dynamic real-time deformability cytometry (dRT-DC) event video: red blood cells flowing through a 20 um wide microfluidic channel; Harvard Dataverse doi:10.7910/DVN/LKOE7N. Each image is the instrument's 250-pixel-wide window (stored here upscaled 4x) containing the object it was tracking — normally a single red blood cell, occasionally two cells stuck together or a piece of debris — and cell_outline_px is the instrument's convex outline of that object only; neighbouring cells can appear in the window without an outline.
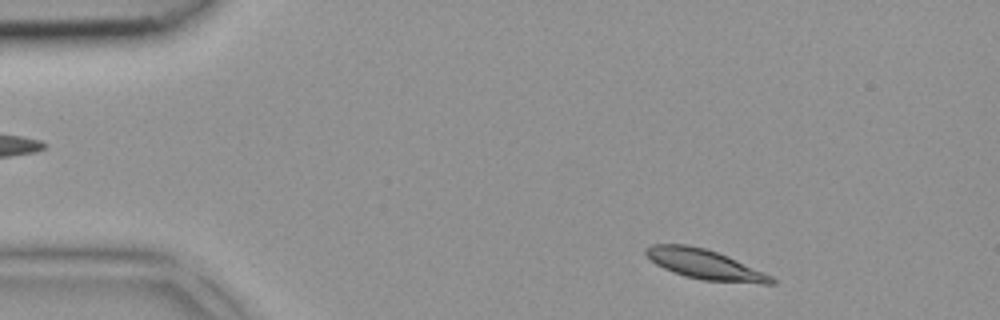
{"species": "common noctule bat (a hibernating species)", "species_latin": "Nyctalus noctula", "temperature_condition": "room temperature", "stored_images_in_passage": 2, "camera_frame_rate_fps": 3000, "um_per_image_px": 0.085, "animal": {"sex": "female", "body_mass_g": 18.4}, "frame": {"image": 1, "passage_image": 2, "time_ms": 0.333, "image_size_px": [1000, 320], "cell_outline_px": [[776, 284], [760, 284], [704, 280], [684, 276], [672, 272], [656, 264], [644, 252], [644, 248], [652, 244], [688, 244], [704, 248], [728, 256], [764, 272], [772, 276], [776, 280]], "centroid_in_image_um": [59.92, 22.48], "position_along_channel_um": 25.1, "area_um2": 21.85}}